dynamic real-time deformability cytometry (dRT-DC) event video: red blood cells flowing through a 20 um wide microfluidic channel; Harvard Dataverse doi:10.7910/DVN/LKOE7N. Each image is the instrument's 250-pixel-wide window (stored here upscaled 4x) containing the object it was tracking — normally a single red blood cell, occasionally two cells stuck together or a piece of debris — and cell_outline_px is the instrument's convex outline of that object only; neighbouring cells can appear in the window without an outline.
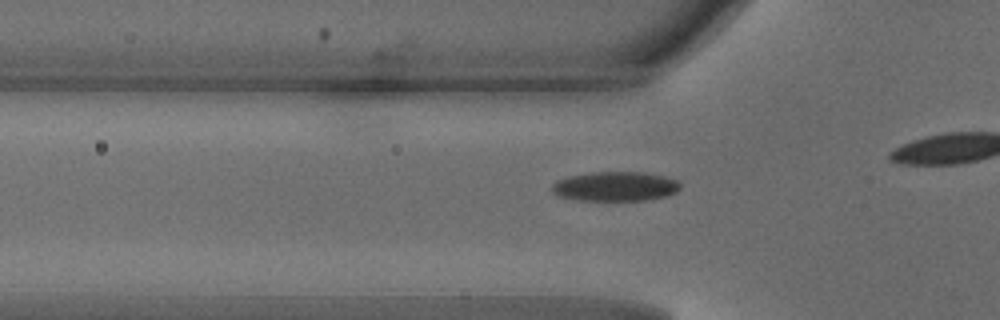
{"species": "common noctule bat (a hibernating species)", "species_latin": "Nyctalus noctula", "temperature_condition": "warm", "stored_images_in_passage": 28, "camera_frame_rate_fps": 3000, "um_per_image_px": 0.085, "animal": {"sex": "male", "body_mass_g": 18.8}, "frame": {"image": 1, "passage_image": 5, "time_ms": 1.333, "image_size_px": [1000, 320], "cell_outline_px": [[680, 188], [676, 192], [668, 196], [648, 200], [576, 200], [556, 196], [552, 192], [552, 184], [556, 180], [568, 176], [592, 172], [644, 172], [664, 176], [676, 180], [680, 184]], "centroid_in_image_um": [52.27, 15.84], "position_along_channel_um": 73.5, "area_um2": 22.25}}
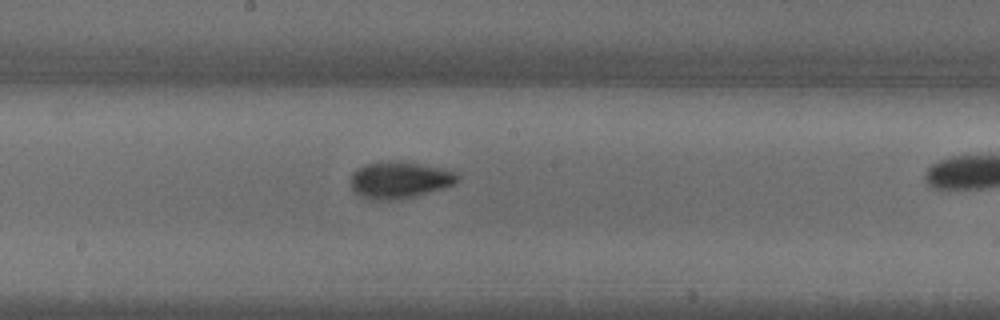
{"frame": {"image": 2, "passage_image": 15, "time_ms": 4.667, "image_size_px": [1000, 320], "cell_outline_px": [[460, 180], [456, 184], [444, 188], [416, 196], [396, 200], [368, 200], [360, 196], [352, 188], [352, 172], [356, 168], [364, 164], [392, 160], [420, 164], [444, 168], [456, 172], [460, 176]], "centroid_in_image_um": [33.99, 15.3], "position_along_channel_um": 214.2, "area_um2": 23.24}}
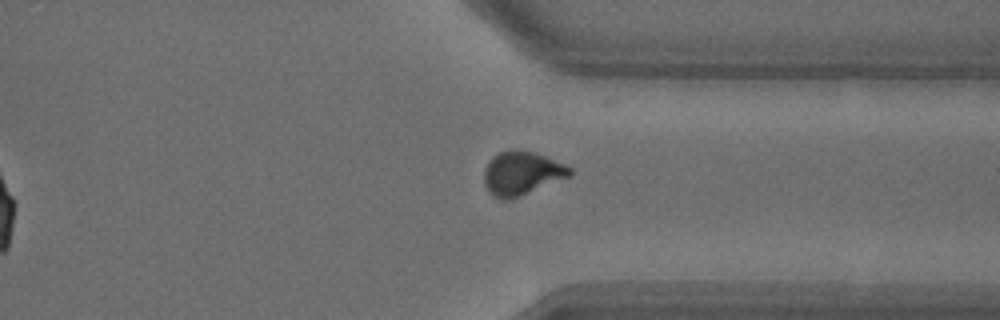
{"frame": {"image": 3, "passage_image": 26, "time_ms": 8.333, "image_size_px": [1000, 320], "cell_outline_px": [[572, 176], [512, 200], [500, 200], [492, 196], [488, 192], [484, 184], [484, 168], [500, 152], [516, 148], [536, 152], [564, 164], [572, 168]], "centroid_in_image_um": [44.37, 14.76], "position_along_channel_um": 367.0, "area_um2": 22.25}}